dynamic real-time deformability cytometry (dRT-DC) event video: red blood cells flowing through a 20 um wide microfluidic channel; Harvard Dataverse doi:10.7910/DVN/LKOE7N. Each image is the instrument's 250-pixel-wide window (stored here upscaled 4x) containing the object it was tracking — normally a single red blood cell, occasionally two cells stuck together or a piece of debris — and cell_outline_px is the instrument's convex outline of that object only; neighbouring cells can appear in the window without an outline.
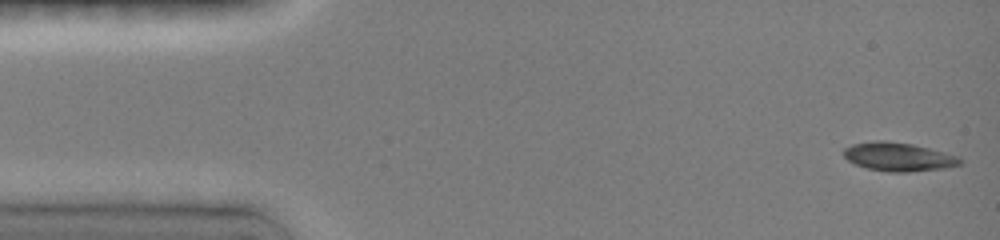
{"species": "common noctule bat (a hibernating species)", "species_latin": "Nyctalus noctula", "temperature_condition": "room temperature", "stored_images_in_passage": 8, "camera_frame_rate_fps": 3000, "um_per_image_px": 0.085, "animal": {"sex": "female", "body_mass_g": 19.0, "forearm_length_mm": 51.5}, "frame": {"image": 1, "passage_image": 1, "time_ms": 0.0, "image_size_px": [1000, 240], "cell_outline_px": [[964, 160], [960, 164], [944, 168], [908, 172], [888, 172], [868, 168], [856, 164], [848, 160], [844, 156], [844, 148], [852, 144], [876, 140], [884, 140], [912, 144], [960, 156]], "centroid_in_image_um": [76.39, 13.32], "position_along_channel_um": 8.6, "area_um2": 19.36}}
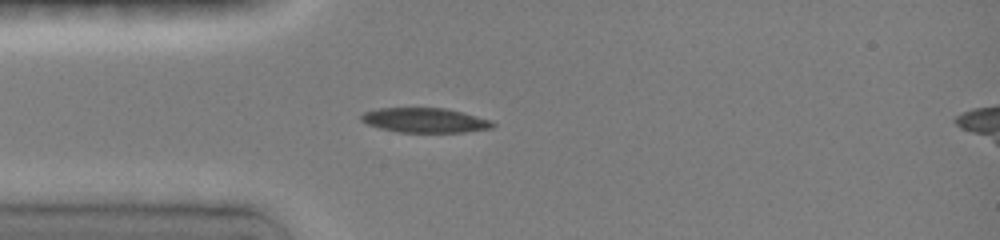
{"frame": {"image": 2, "passage_image": 6, "time_ms": 3.667, "image_size_px": [1000, 240], "cell_outline_px": [[496, 124], [492, 128], [464, 132], [396, 132], [380, 128], [368, 124], [360, 120], [360, 116], [364, 112], [376, 108], [444, 108], [492, 120]], "centroid_in_image_um": [36.1, 10.22], "position_along_channel_um": 48.9, "area_um2": 18.84}}